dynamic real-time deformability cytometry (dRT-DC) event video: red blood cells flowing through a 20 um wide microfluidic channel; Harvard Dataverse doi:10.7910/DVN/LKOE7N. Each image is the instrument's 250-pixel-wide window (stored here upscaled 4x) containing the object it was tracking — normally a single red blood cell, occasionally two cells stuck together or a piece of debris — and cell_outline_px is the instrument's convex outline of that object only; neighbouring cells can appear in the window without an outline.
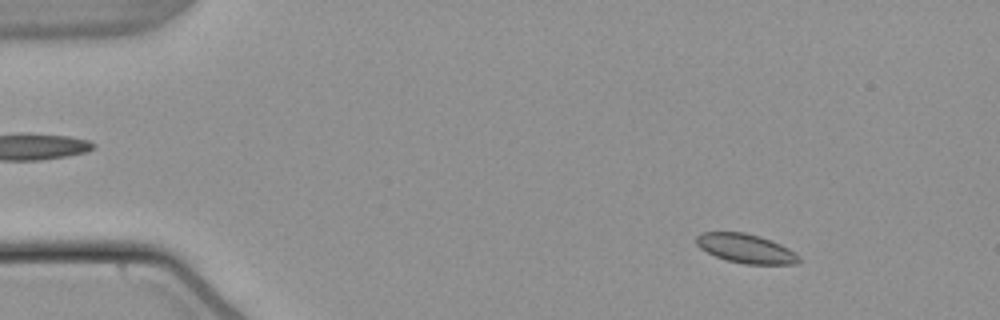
{"species": "common noctule bat (a hibernating species)", "species_latin": "Nyctalus noctula", "temperature_condition": "warm", "stored_images_in_passage": 55, "camera_frame_rate_fps": 3000, "um_per_image_px": 0.085, "animal": {"sex": "male", "body_mass_g": 21.5, "forearm_length_mm": 52.0}, "frame": {"image": 1, "passage_image": 7, "time_ms": 2.0, "image_size_px": [1000, 320], "cell_outline_px": [[800, 260], [796, 264], [744, 264], [728, 260], [716, 256], [700, 248], [696, 244], [696, 236], [704, 232], [744, 232], [760, 236], [772, 240], [788, 248], [800, 256]], "centroid_in_image_um": [63.41, 21.12], "position_along_channel_um": 21.6, "area_um2": 17.34}}
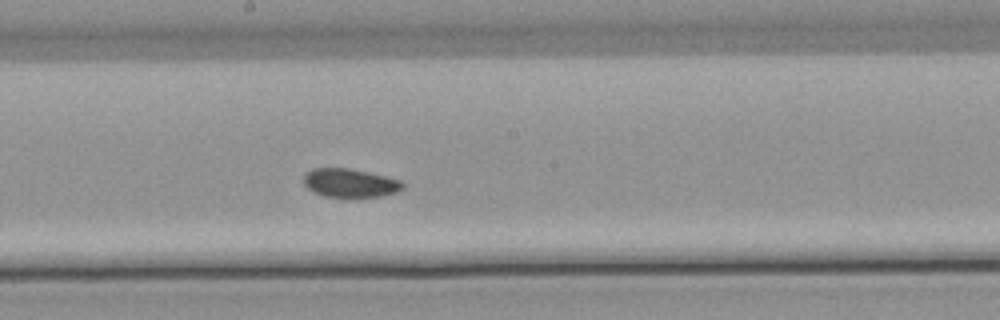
{"frame": {"image": 2, "passage_image": 30, "time_ms": 9.667, "image_size_px": [1000, 320], "cell_outline_px": [[404, 188], [396, 192], [380, 196], [324, 196], [312, 192], [304, 184], [304, 172], [312, 168], [348, 168], [368, 172], [400, 180], [404, 184]], "centroid_in_image_um": [29.71, 15.53], "position_along_channel_um": 218.5, "area_um2": 16.36}}
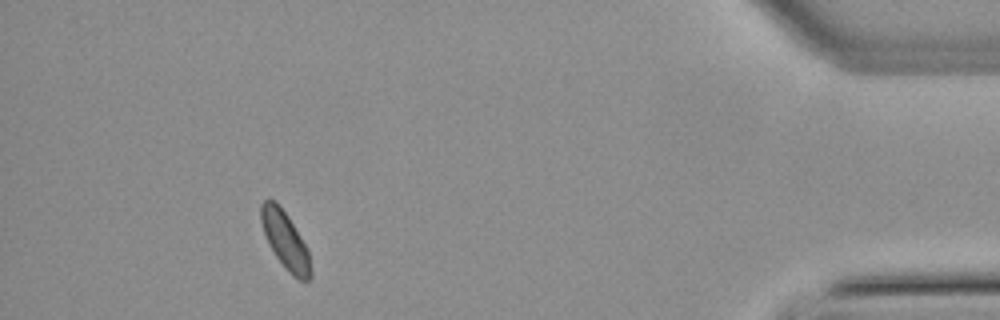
{"frame": {"image": 3, "passage_image": 50, "time_ms": 16.333, "image_size_px": [1000, 320], "cell_outline_px": [[312, 276], [308, 280], [300, 280], [292, 276], [288, 272], [276, 256], [268, 244], [260, 220], [260, 204], [264, 200], [276, 200], [288, 216], [308, 248], [312, 272]], "centroid_in_image_um": [24.25, 20.43], "position_along_channel_um": 410.9, "area_um2": 16.7}, "authors_computed_cell_mechanics": {"area_um2": 17.1088, "velocity_mm_per_s": 3.7723, "shape_relaxation_time_tau1_ms": null, "shape_relaxation_time_tau2_ms": 2.2387, "deformation_change_tau1": null, "deformation_change_tau2": 0.0401}}